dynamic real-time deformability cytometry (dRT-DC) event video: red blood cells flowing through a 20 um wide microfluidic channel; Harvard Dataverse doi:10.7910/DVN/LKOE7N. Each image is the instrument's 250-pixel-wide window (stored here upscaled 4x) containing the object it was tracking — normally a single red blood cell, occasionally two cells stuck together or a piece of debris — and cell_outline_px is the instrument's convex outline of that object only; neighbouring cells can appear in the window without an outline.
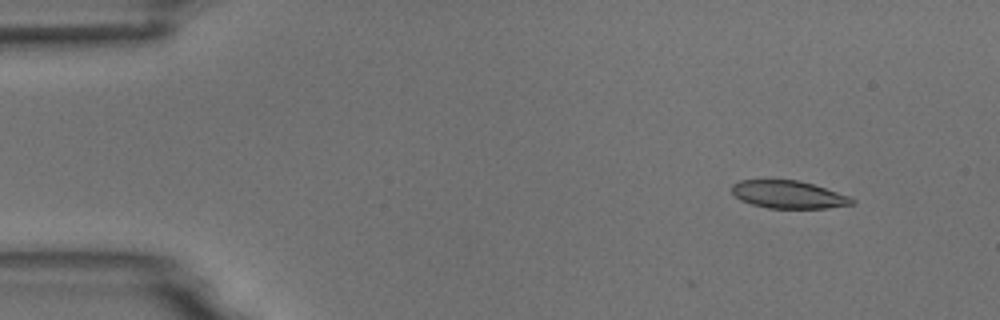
{"species": "common noctule bat (a hibernating species)", "species_latin": "Nyctalus noctula", "temperature_condition": "room temperature", "stored_images_in_passage": 5, "camera_frame_rate_fps": 3000, "um_per_image_px": 0.085, "animal": {"sex": "male", "body_mass_g": 18.8}, "frame": {"image": 1, "passage_image": 2, "time_ms": 1.333, "image_size_px": [1000, 320], "cell_outline_px": [[856, 204], [828, 208], [768, 208], [752, 204], [740, 200], [732, 192], [732, 184], [740, 180], [796, 180], [812, 184], [848, 196], [856, 200]], "centroid_in_image_um": [67.02, 16.54], "position_along_channel_um": 18.0, "area_um2": 19.25}}
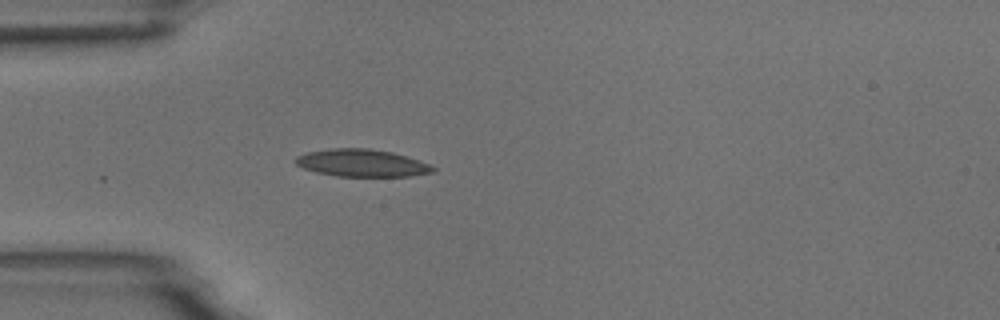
{"frame": {"image": 2, "passage_image": 5, "time_ms": 4.667, "image_size_px": [1000, 320], "cell_outline_px": [[436, 168], [432, 172], [408, 176], [336, 176], [316, 172], [304, 168], [296, 164], [292, 160], [296, 156], [308, 152], [332, 148], [368, 148], [392, 152], [428, 164]], "centroid_in_image_um": [30.69, 13.85], "position_along_channel_um": 54.3, "area_um2": 21.68}}